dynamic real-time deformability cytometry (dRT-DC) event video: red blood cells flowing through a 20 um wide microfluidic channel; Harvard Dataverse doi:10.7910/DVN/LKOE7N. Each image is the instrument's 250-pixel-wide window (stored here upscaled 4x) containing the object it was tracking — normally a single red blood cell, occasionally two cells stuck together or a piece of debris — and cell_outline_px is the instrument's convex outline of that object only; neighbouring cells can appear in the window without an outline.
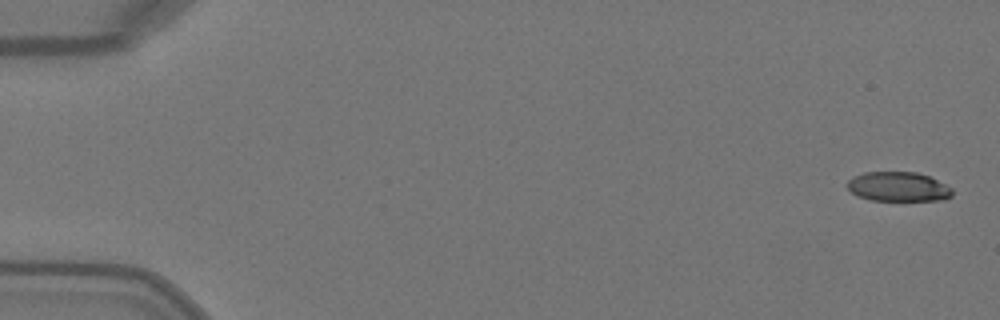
{"species": "Egyptian fruit bat (a non-hibernating species)", "species_latin": "Rousettus aegyptiacus", "temperature_condition": "warm", "stored_images_in_passage": 49, "camera_frame_rate_fps": 3000, "um_per_image_px": 0.085, "animal": {"sex": "female"}, "frame": {"image": 1, "passage_image": 1, "time_ms": 0.0, "image_size_px": [1000, 320], "cell_outline_px": [[952, 196], [944, 200], [872, 200], [860, 196], [852, 192], [848, 188], [848, 180], [852, 176], [864, 172], [916, 172], [928, 176], [952, 188]], "centroid_in_image_um": [76.35, 15.86], "position_along_channel_um": 8.6, "area_um2": 17.86}}
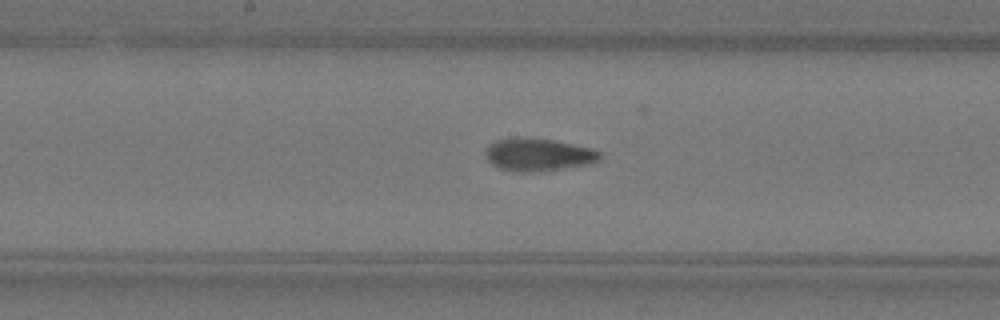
{"frame": {"image": 2, "passage_image": 26, "time_ms": 8.333, "image_size_px": [1000, 320], "cell_outline_px": [[600, 160], [596, 164], [536, 172], [520, 172], [500, 168], [492, 164], [488, 160], [484, 152], [488, 144], [496, 140], [516, 136], [520, 136], [552, 140], [592, 148], [600, 152]], "centroid_in_image_um": [45.76, 13.14], "position_along_channel_um": 202.4, "area_um2": 22.2}}
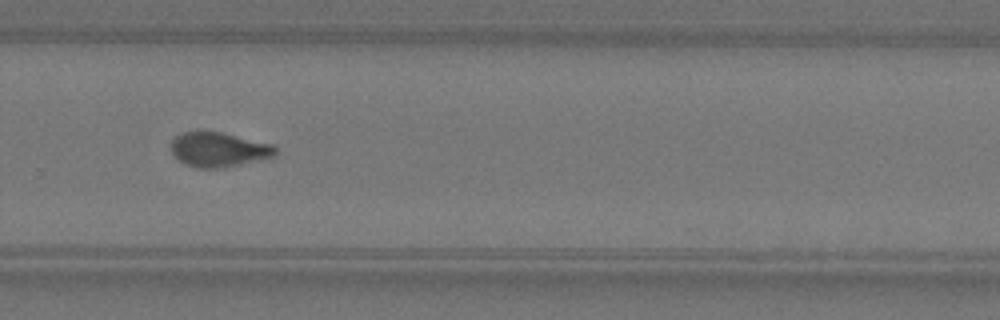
{"frame": {"image": 3, "passage_image": 34, "time_ms": 11.0, "image_size_px": [1000, 320], "cell_outline_px": [[276, 156], [260, 160], [224, 168], [196, 168], [184, 164], [172, 152], [172, 140], [180, 132], [196, 128], [204, 128], [224, 132], [272, 144], [276, 148]], "centroid_in_image_um": [18.57, 12.66], "position_along_channel_um": 311.2, "area_um2": 21.85}, "authors_computed_cell_mechanics": {"area_um2": 21.097, "velocity_mm_per_s": 4.1192, "shape_relaxation_time_tau1_ms": 9.2482, "shape_relaxation_time_tau2_ms": 1.6577, "deformation_change_tau1": 0.2753, "deformation_change_tau2": 0.079}}